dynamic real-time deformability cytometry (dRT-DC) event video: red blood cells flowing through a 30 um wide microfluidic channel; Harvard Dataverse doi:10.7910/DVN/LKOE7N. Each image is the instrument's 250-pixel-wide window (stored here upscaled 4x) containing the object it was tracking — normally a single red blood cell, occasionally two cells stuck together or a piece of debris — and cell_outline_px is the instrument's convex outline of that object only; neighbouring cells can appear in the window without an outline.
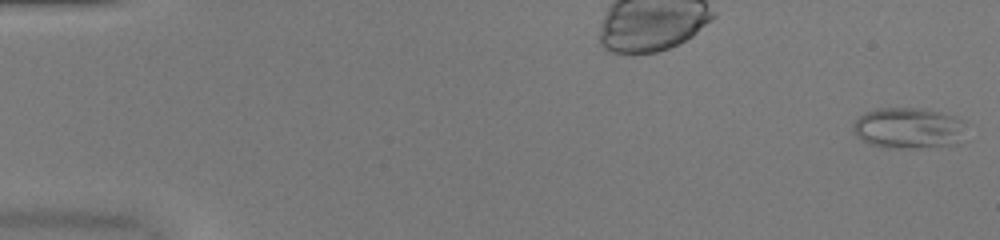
{"species": "common noctule bat (a hibernating species)", "species_latin": "Nyctalus noctula", "temperature_condition": "warm", "stored_images_in_passage": 51, "camera_frame_rate_fps": 3000, "um_per_image_px": 0.085, "animal": {"sex": "female", "body_mass_g": 20.0, "forearm_length_mm": 54.0}, "frame": {"image": 1, "passage_image": 1, "time_ms": 0.0, "image_size_px": [1000, 240], "cell_outline_px": [[960, 144], [916, 148], [884, 148], [868, 144], [856, 136], [852, 128], [852, 124], [864, 112], [876, 108], [928, 108], [944, 112], [960, 120]], "centroid_in_image_um": [77.12, 10.89], "position_along_channel_um": 7.9, "area_um2": 26.99}}
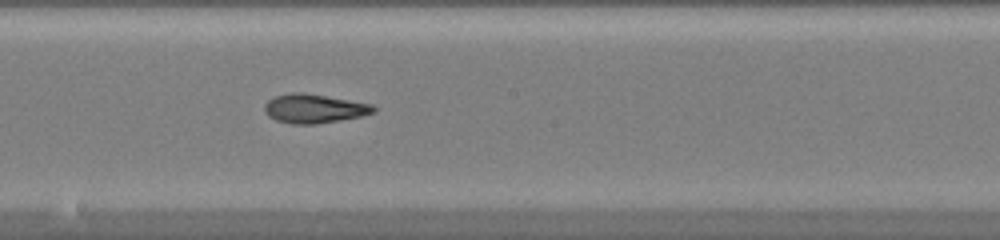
{"frame": {"image": 2, "passage_image": 29, "time_ms": 9.333, "image_size_px": [1000, 240], "cell_outline_px": [[376, 112], [360, 116], [340, 120], [316, 124], [292, 124], [276, 120], [268, 116], [264, 112], [264, 104], [272, 96], [292, 92], [304, 92], [372, 104], [376, 108]], "centroid_in_image_um": [26.66, 9.22], "position_along_channel_um": 221.5, "area_um2": 18.55}}
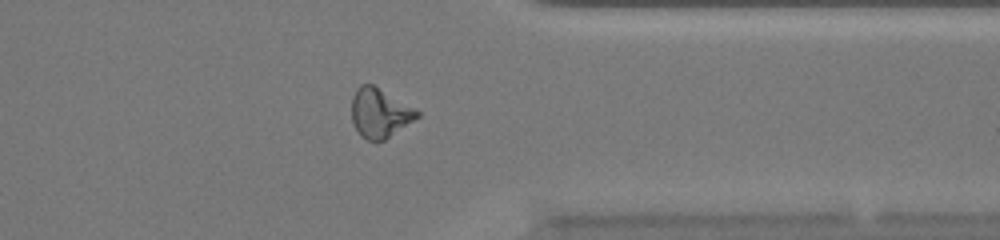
{"frame": {"image": 3, "passage_image": 41, "time_ms": 13.333, "image_size_px": [1000, 240], "cell_outline_px": [[420, 116], [384, 140], [376, 144], [360, 136], [352, 120], [352, 96], [356, 88], [360, 84], [372, 84], [416, 108], [420, 112]], "centroid_in_image_um": [32.27, 9.62], "position_along_channel_um": 379.1, "area_um2": 18.96}, "authors_computed_cell_mechanics": {"area_um2": 19.3052, "velocity_mm_per_s": 4.0686, "shape_relaxation_time_tau1_ms": 9.3577, "shape_relaxation_time_tau2_ms": 3.5035, "deformation_change_tau1": 0.2799, "deformation_change_tau2": 0.1229}}